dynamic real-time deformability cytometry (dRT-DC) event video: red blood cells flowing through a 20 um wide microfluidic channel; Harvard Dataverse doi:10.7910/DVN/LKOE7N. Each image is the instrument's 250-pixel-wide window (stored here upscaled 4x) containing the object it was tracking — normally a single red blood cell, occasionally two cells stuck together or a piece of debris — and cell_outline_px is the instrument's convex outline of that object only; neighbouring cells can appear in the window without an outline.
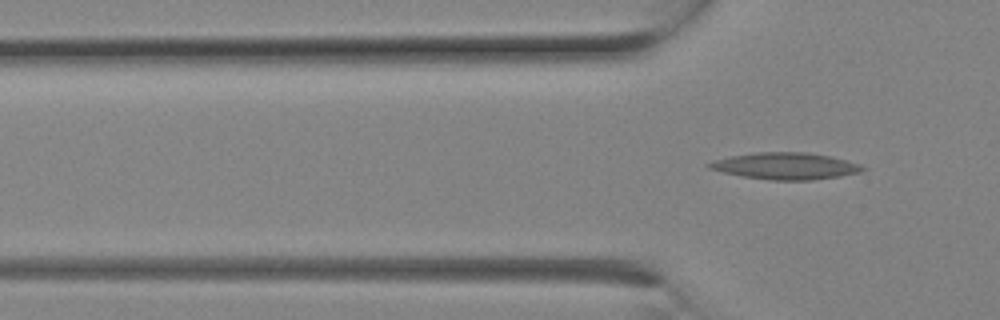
{"species": "Egyptian fruit bat (a non-hibernating species)", "species_latin": "Rousettus aegyptiacus", "temperature_condition": "room temperature", "stored_images_in_passage": 7, "camera_frame_rate_fps": 3000, "um_per_image_px": 0.085, "animal": {"sex": "female"}, "frame": {"image": 1, "passage_image": 7, "time_ms": 2.0, "image_size_px": [1000, 320], "cell_outline_px": [[868, 168], [860, 172], [840, 176], [812, 180], [772, 180], [744, 176], [724, 172], [708, 168], [704, 164], [712, 160], [732, 156], [756, 152], [804, 152], [832, 156], [860, 164]], "centroid_in_image_um": [66.78, 14.1], "position_along_channel_um": 59.0, "area_um2": 23.87}}